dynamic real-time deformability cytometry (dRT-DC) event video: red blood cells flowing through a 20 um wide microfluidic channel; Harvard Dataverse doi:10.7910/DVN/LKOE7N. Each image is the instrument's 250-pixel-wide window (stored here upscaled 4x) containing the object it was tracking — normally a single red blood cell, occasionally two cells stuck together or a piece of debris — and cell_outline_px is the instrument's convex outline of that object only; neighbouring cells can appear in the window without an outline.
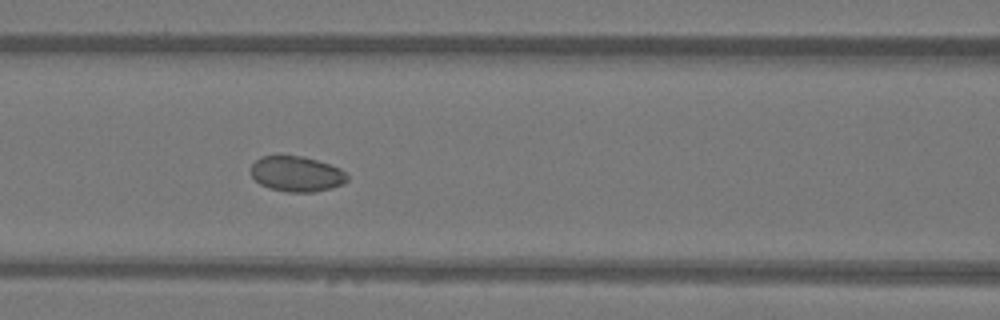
{"species": "Egyptian fruit bat (a non-hibernating species)", "species_latin": "Rousettus aegyptiacus", "temperature_condition": "warm", "stored_images_in_passage": 13, "camera_frame_rate_fps": 3000, "um_per_image_px": 0.085, "animal": {"sex": "female"}, "frame": {"image": 1, "passage_image": 10, "time_ms": 3.0, "image_size_px": [1000, 320], "cell_outline_px": [[348, 180], [344, 184], [332, 188], [312, 192], [288, 192], [268, 188], [260, 184], [252, 176], [252, 164], [260, 156], [304, 156], [340, 168], [348, 176]], "centroid_in_image_um": [25.22, 14.79], "position_along_channel_um": 141.4, "area_um2": 19.83}}